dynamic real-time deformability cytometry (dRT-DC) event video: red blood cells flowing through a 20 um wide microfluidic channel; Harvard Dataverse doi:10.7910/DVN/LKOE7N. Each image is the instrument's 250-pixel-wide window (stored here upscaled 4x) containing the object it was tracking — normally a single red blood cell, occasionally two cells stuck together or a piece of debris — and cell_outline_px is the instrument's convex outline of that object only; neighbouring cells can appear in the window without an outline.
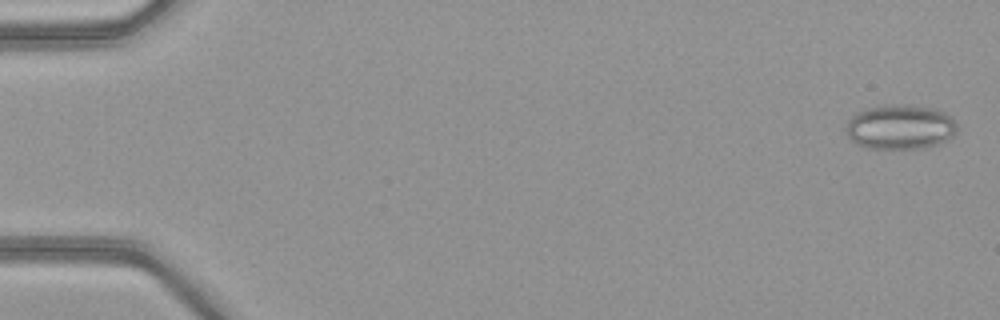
{"species": "common noctule bat (a hibernating species)", "species_latin": "Nyctalus noctula", "temperature_condition": "warm", "stored_images_in_passage": 51, "camera_frame_rate_fps": 3000, "um_per_image_px": 0.085, "animal": {"sex": "female", "body_mass_g": 21.9}, "frame": {"image": 1, "passage_image": 2, "time_ms": 0.333, "image_size_px": [1000, 320], "cell_outline_px": [[956, 132], [948, 140], [924, 148], [868, 148], [856, 144], [848, 136], [844, 128], [848, 120], [856, 112], [864, 108], [884, 104], [904, 104], [936, 108], [952, 116], [956, 124]], "centroid_in_image_um": [76.5, 10.77], "position_along_channel_um": 8.5, "area_um2": 29.36}}
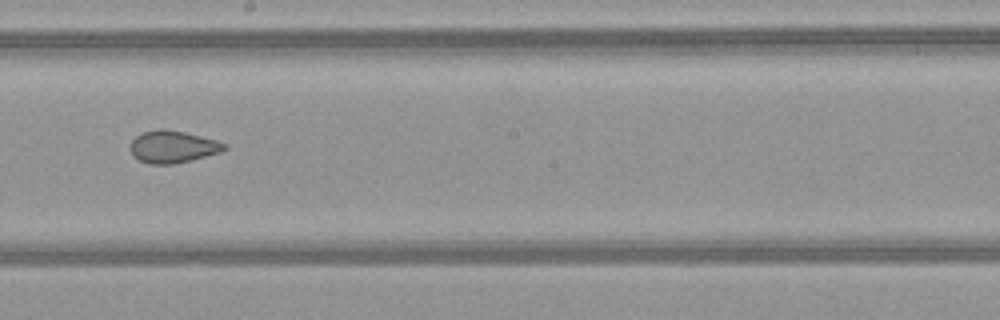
{"frame": {"image": 2, "passage_image": 30, "time_ms": 9.667, "image_size_px": [1000, 320], "cell_outline_px": [[228, 148], [220, 152], [172, 164], [148, 164], [132, 156], [128, 148], [132, 140], [136, 136], [144, 132], [160, 128], [164, 128], [184, 132], [216, 140], [228, 144]], "centroid_in_image_um": [14.65, 12.47], "position_along_channel_um": 233.6, "area_um2": 17.63}}
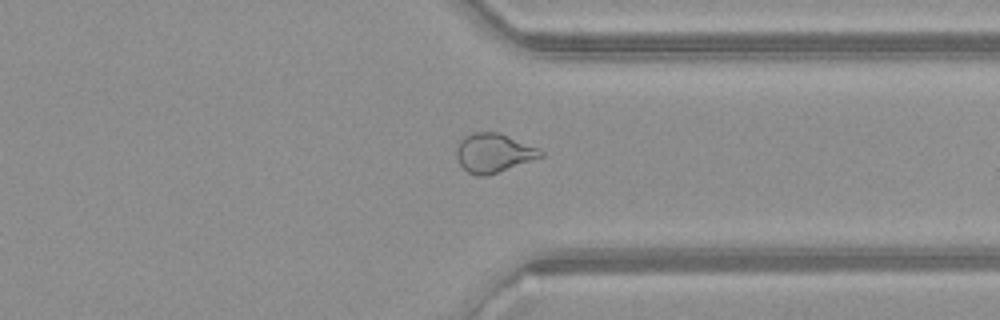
{"frame": {"image": 3, "passage_image": 40, "time_ms": 13.0, "image_size_px": [1000, 320], "cell_outline_px": [[544, 156], [488, 176], [476, 176], [468, 172], [460, 164], [456, 156], [456, 148], [460, 140], [464, 136], [472, 132], [500, 132], [540, 148], [544, 152]], "centroid_in_image_um": [41.97, 12.99], "position_along_channel_um": 369.4, "area_um2": 19.42}, "authors_computed_cell_mechanics": {"area_um2": 21.6172, "velocity_mm_per_s": 4.0919, "shape_relaxation_time_tau1_ms": null, "shape_relaxation_time_tau2_ms": 1.4392, "deformation_change_tau1": null, "deformation_change_tau2": 0.066}}